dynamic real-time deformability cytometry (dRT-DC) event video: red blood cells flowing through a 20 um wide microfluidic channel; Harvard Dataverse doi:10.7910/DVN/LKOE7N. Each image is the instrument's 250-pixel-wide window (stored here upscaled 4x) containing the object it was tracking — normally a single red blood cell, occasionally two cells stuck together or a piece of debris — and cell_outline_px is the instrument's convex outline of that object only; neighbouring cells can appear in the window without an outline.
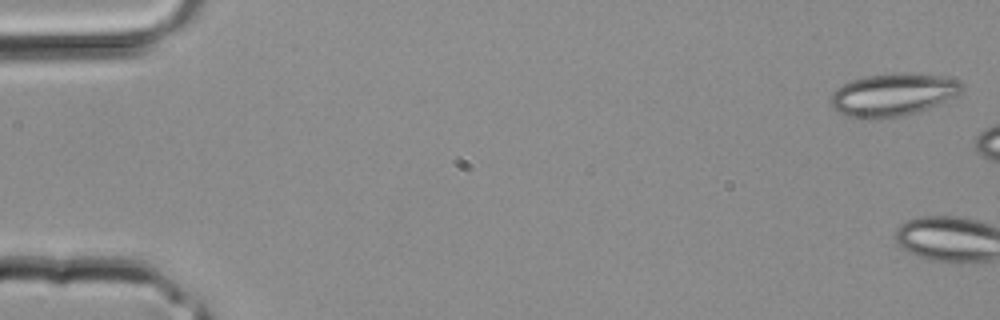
{"species": "common noctule bat (a hibernating species)", "species_latin": "Nyctalus noctula", "temperature_condition": "room temperature", "stored_images_in_passage": 4, "camera_frame_rate_fps": 3000, "um_per_image_px": 0.085, "animal": {"sex": "male", "body_mass_g": 20.4}, "frame": {"image": 1, "passage_image": 1, "time_ms": 0.0, "image_size_px": [1000, 320], "cell_outline_px": [[964, 88], [960, 96], [940, 104], [916, 112], [900, 116], [868, 120], [844, 116], [832, 104], [832, 92], [836, 88], [852, 80], [868, 76], [896, 72], [900, 72], [940, 76], [956, 80]], "centroid_in_image_um": [75.93, 8.06], "position_along_channel_um": 9.1, "area_um2": 32.66}}